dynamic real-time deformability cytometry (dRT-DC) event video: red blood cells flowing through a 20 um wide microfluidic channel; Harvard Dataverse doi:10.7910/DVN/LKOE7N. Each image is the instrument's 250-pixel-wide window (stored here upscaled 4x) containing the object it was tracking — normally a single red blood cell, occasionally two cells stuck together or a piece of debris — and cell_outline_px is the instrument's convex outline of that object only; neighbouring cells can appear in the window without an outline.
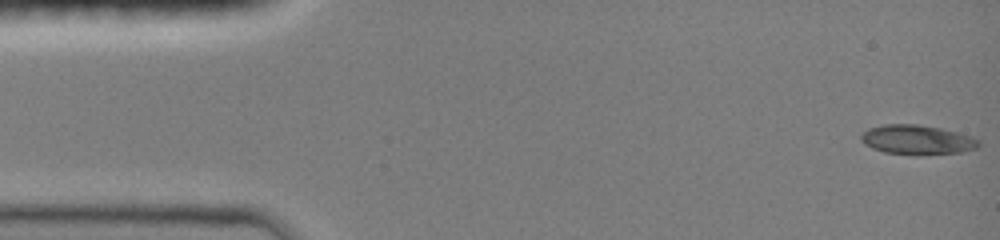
{"species": "common noctule bat (a hibernating species)", "species_latin": "Nyctalus noctula", "temperature_condition": "room temperature", "stored_images_in_passage": 12, "camera_frame_rate_fps": 3000, "um_per_image_px": 0.085, "animal": {"sex": "female", "body_mass_g": 19.0, "forearm_length_mm": 51.5}, "frame": {"image": 1, "passage_image": 1, "time_ms": 0.0, "image_size_px": [1000, 240], "cell_outline_px": [[980, 148], [960, 152], [884, 152], [872, 148], [864, 144], [860, 140], [860, 136], [868, 128], [884, 124], [916, 124], [940, 128], [972, 136], [980, 140]], "centroid_in_image_um": [77.95, 11.83], "position_along_channel_um": 7.0, "area_um2": 19.48}}
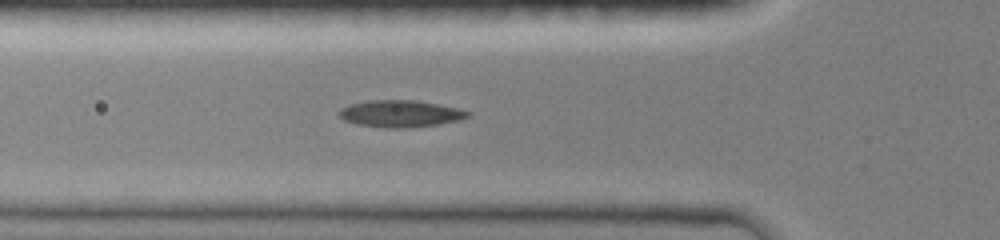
{"frame": {"image": 2, "passage_image": 9, "time_ms": 5.0, "image_size_px": [1000, 240], "cell_outline_px": [[472, 116], [460, 120], [436, 124], [400, 128], [384, 128], [356, 124], [344, 120], [340, 116], [340, 108], [352, 104], [368, 100], [416, 100], [460, 108], [472, 112]], "centroid_in_image_um": [34.08, 9.66], "position_along_channel_um": 91.7, "area_um2": 20.17}}
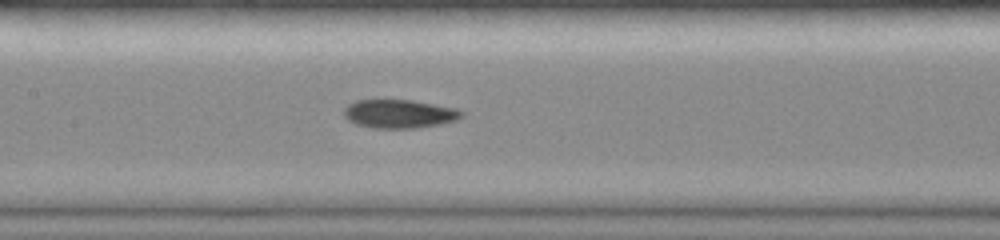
{"frame": {"image": 3, "passage_image": 12, "time_ms": 7.0, "image_size_px": [1000, 240], "cell_outline_px": [[464, 116], [456, 120], [440, 124], [416, 128], [372, 128], [356, 124], [348, 120], [344, 116], [344, 108], [348, 104], [356, 100], [412, 100], [456, 108], [464, 112]], "centroid_in_image_um": [33.94, 9.68], "position_along_channel_um": 173.5, "area_um2": 19.65}}